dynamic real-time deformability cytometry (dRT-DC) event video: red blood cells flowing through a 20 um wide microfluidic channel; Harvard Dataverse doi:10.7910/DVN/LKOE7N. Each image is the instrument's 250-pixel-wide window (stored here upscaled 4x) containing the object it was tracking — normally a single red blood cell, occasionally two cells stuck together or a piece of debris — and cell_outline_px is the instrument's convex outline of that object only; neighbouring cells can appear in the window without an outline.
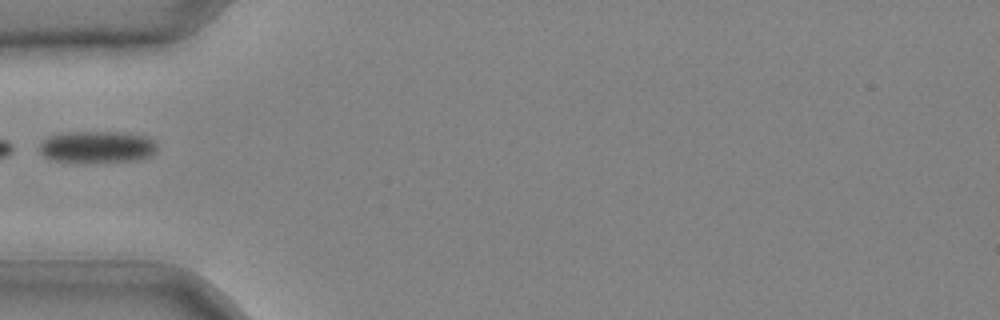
{"species": "common noctule bat (a hibernating species)", "species_latin": "Nyctalus noctula", "temperature_condition": "cold", "stored_images_in_passage": 28, "camera_frame_rate_fps": 3000, "um_per_image_px": 0.085, "animal": {"sex": "male", "body_mass_g": 20.4}, "frame": {"image": 1, "passage_image": 1, "time_ms": 0.0, "image_size_px": [1000, 320], "cell_outline_px": [[156, 152], [140, 160], [84, 164], [52, 160], [44, 156], [40, 152], [40, 144], [48, 136], [60, 132], [124, 132], [148, 136], [156, 144]], "centroid_in_image_um": [8.24, 12.51], "position_along_channel_um": 76.8, "area_um2": 22.54}}
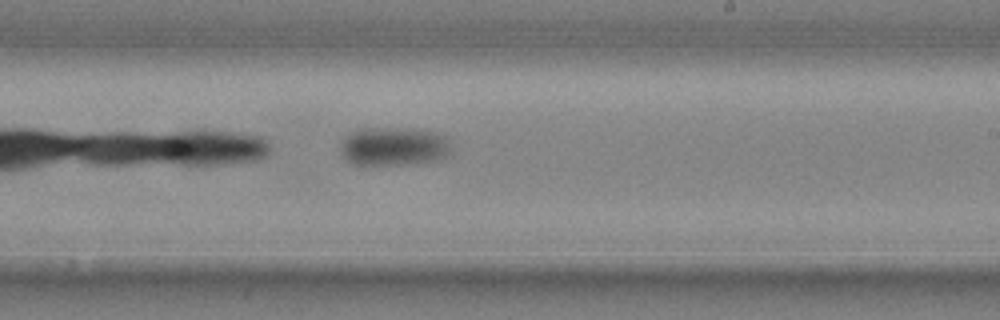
{"frame": {"image": 2, "passage_image": 13, "time_ms": 4.0, "image_size_px": [1000, 320], "cell_outline_px": [[448, 156], [436, 160], [404, 164], [356, 164], [348, 160], [340, 152], [340, 148], [344, 140], [352, 132], [360, 128], [424, 128], [448, 136]], "centroid_in_image_um": [33.51, 12.41], "position_along_channel_um": 255.5, "area_um2": 24.8}}
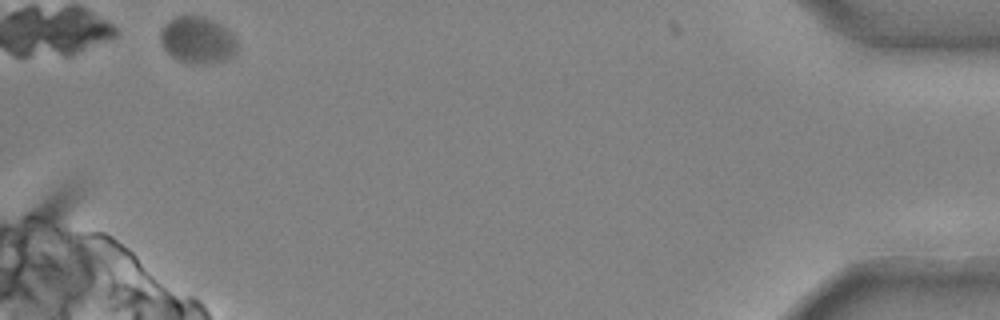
{"frame": {"image": 3, "passage_image": 28, "time_ms": 9.0, "image_size_px": [1000, 320], "cell_outline_px": [[236, 52], [224, 60], [208, 64], [184, 64], [176, 60], [164, 48], [160, 40], [160, 32], [164, 24], [168, 20], [176, 16], [204, 16], [220, 24], [236, 40]], "centroid_in_image_um": [16.73, 3.42], "position_along_channel_um": 418.5, "area_um2": 20.92}}